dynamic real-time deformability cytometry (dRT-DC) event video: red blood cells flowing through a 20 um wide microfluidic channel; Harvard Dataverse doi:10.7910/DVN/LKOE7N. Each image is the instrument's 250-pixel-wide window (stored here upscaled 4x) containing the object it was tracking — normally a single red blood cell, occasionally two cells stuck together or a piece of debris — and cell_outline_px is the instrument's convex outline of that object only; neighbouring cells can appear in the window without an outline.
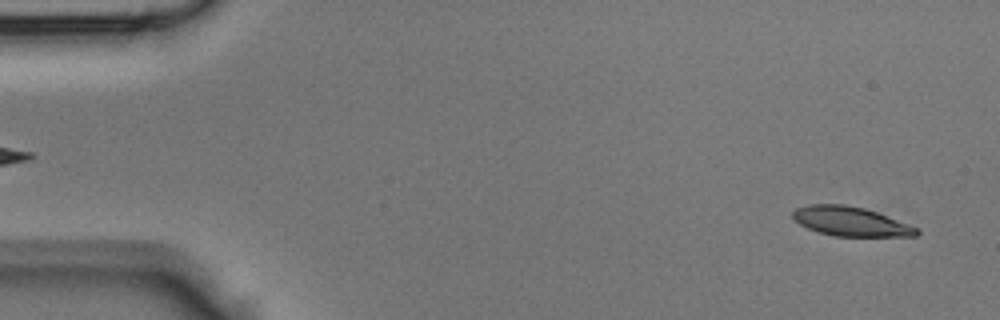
{"species": "Egyptian fruit bat (a non-hibernating species)", "species_latin": "Rousettus aegyptiacus", "temperature_condition": "room temperature", "stored_images_in_passage": 43, "camera_frame_rate_fps": 3000, "um_per_image_px": 0.085, "animal": {"sex": "male"}, "frame": {"image": 1, "passage_image": 2, "time_ms": 0.333, "image_size_px": [1000, 320], "cell_outline_px": [[920, 232], [916, 236], [836, 236], [820, 232], [808, 228], [800, 224], [792, 216], [792, 212], [796, 208], [808, 204], [844, 204], [864, 208], [876, 212], [920, 228]], "centroid_in_image_um": [72.32, 18.82], "position_along_channel_um": 12.7, "area_um2": 21.04}}
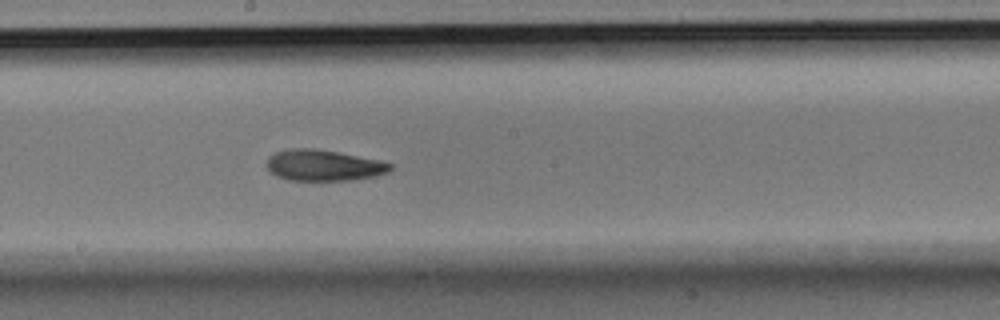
{"frame": {"image": 2, "passage_image": 23, "time_ms": 7.333, "image_size_px": [1000, 320], "cell_outline_px": [[392, 168], [388, 172], [376, 176], [352, 180], [288, 180], [276, 176], [268, 168], [268, 156], [276, 152], [292, 148], [312, 148], [336, 152], [380, 160], [392, 164]], "centroid_in_image_um": [27.52, 14.06], "position_along_channel_um": 220.7, "area_um2": 22.2}}
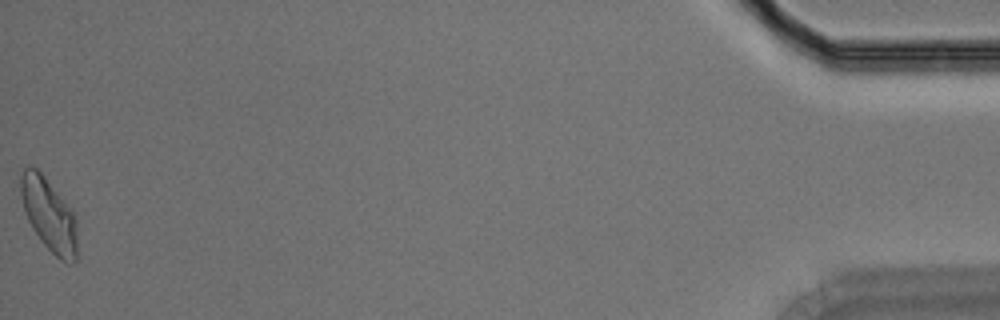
{"frame": {"image": 3, "passage_image": 43, "time_ms": 14.0, "image_size_px": [1000, 320], "cell_outline_px": [[76, 260], [72, 264], [68, 264], [60, 260], [40, 240], [32, 228], [24, 212], [20, 192], [20, 176], [24, 168], [28, 164], [36, 168], [44, 176], [72, 212], [76, 220]], "centroid_in_image_um": [4.13, 18.26], "position_along_channel_um": 431.1, "area_um2": 23.76}}